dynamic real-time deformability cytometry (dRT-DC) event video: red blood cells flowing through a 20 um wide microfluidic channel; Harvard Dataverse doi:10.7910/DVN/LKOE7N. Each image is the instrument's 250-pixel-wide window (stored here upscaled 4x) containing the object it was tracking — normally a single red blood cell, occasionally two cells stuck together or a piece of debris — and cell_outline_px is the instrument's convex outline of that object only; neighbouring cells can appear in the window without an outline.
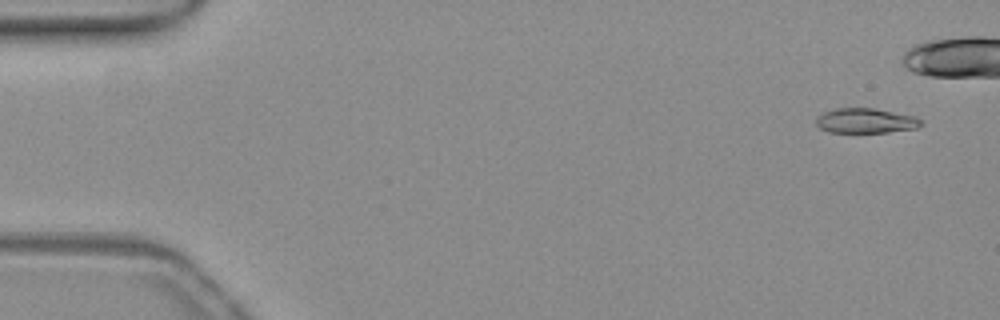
{"species": "common noctule bat (a hibernating species)", "species_latin": "Nyctalus noctula", "temperature_condition": "warm", "stored_images_in_passage": 43, "camera_frame_rate_fps": 3000, "um_per_image_px": 0.085, "animal": {"sex": "female", "body_mass_g": 19.3, "forearm_length_mm": 54.1}, "frame": {"image": 1, "passage_image": 3, "time_ms": 0.667, "image_size_px": [1000, 320], "cell_outline_px": [[924, 124], [916, 128], [888, 132], [828, 132], [820, 128], [816, 124], [816, 116], [824, 112], [836, 108], [872, 108], [916, 116]], "centroid_in_image_um": [73.57, 10.26], "position_along_channel_um": 11.4, "area_um2": 15.2}}
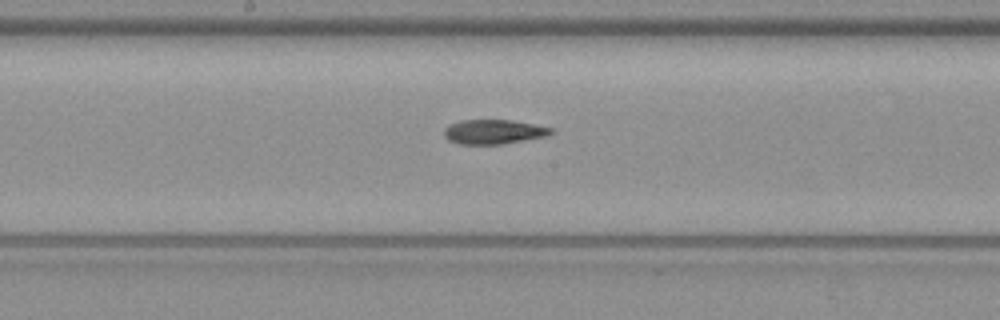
{"frame": {"image": 2, "passage_image": 28, "time_ms": 9.0, "image_size_px": [1000, 320], "cell_outline_px": [[552, 132], [548, 136], [504, 144], [456, 144], [448, 140], [444, 136], [444, 128], [448, 124], [460, 120], [512, 120], [552, 128]], "centroid_in_image_um": [41.91, 11.21], "position_along_channel_um": 206.3, "area_um2": 15.37}}
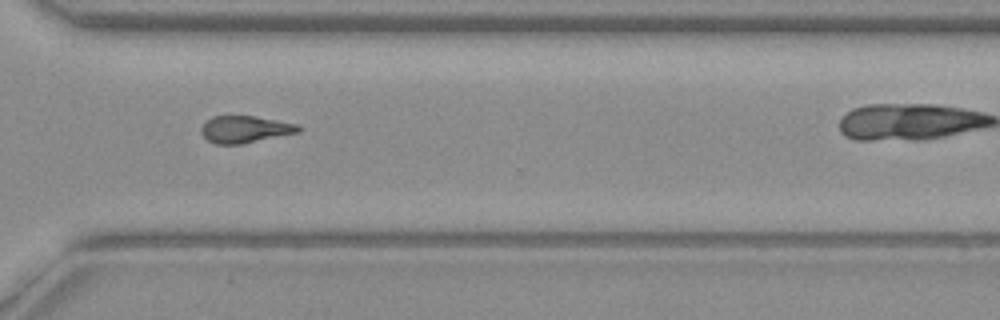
{"frame": {"image": 3, "passage_image": 39, "time_ms": 12.667, "image_size_px": [1000, 320], "cell_outline_px": [[300, 132], [240, 144], [216, 144], [208, 140], [200, 132], [200, 128], [212, 116], [256, 116], [300, 124]], "centroid_in_image_um": [20.84, 10.98], "position_along_channel_um": 349.8, "area_um2": 15.26}}